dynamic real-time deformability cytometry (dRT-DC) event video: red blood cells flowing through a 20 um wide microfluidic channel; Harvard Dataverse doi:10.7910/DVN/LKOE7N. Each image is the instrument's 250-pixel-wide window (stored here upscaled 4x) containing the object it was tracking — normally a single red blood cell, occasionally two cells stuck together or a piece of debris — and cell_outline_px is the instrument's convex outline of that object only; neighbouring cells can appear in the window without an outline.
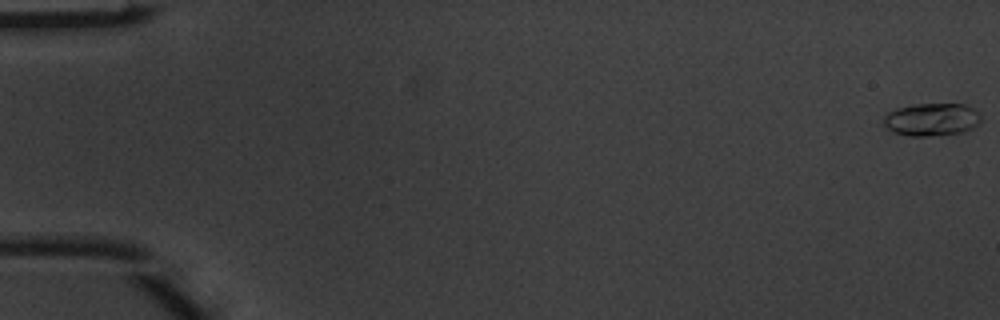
{"species": "common noctule bat (a hibernating species)", "species_latin": "Nyctalus noctula", "temperature_condition": "warm", "stored_images_in_passage": 4, "camera_frame_rate_fps": 3000, "um_per_image_px": 0.085, "animal": {"sex": "male", "body_mass_g": 20.1, "forearm_length_mm": 53.5}, "frame": {"image": 1, "passage_image": 1, "time_ms": 0.0, "image_size_px": [1000, 320], "cell_outline_px": [[980, 124], [964, 132], [928, 136], [908, 136], [892, 132], [884, 124], [884, 116], [888, 112], [896, 108], [916, 104], [964, 104], [972, 108], [980, 116]], "centroid_in_image_um": [79.18, 10.16], "position_along_channel_um": 5.8, "area_um2": 18.55}}